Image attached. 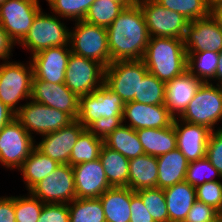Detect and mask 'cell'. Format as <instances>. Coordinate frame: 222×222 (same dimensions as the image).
Instances as JSON below:
<instances>
[{"label": "cell", "instance_id": "484cf974", "mask_svg": "<svg viewBox=\"0 0 222 222\" xmlns=\"http://www.w3.org/2000/svg\"><path fill=\"white\" fill-rule=\"evenodd\" d=\"M145 154L158 157L177 148V138L172 124L166 128L136 130Z\"/></svg>", "mask_w": 222, "mask_h": 222}, {"label": "cell", "instance_id": "f35d334b", "mask_svg": "<svg viewBox=\"0 0 222 222\" xmlns=\"http://www.w3.org/2000/svg\"><path fill=\"white\" fill-rule=\"evenodd\" d=\"M216 176L219 177L220 180L222 179L218 170L204 157L188 164L185 181L196 187L205 182L217 180L215 178Z\"/></svg>", "mask_w": 222, "mask_h": 222}, {"label": "cell", "instance_id": "8d00e7d4", "mask_svg": "<svg viewBox=\"0 0 222 222\" xmlns=\"http://www.w3.org/2000/svg\"><path fill=\"white\" fill-rule=\"evenodd\" d=\"M142 199L146 209L155 222H169L164 190L161 188L141 189L135 191Z\"/></svg>", "mask_w": 222, "mask_h": 222}, {"label": "cell", "instance_id": "30bf717a", "mask_svg": "<svg viewBox=\"0 0 222 222\" xmlns=\"http://www.w3.org/2000/svg\"><path fill=\"white\" fill-rule=\"evenodd\" d=\"M35 143L34 136L14 118L0 131V164L19 169L36 147Z\"/></svg>", "mask_w": 222, "mask_h": 222}, {"label": "cell", "instance_id": "7a4b0ae2", "mask_svg": "<svg viewBox=\"0 0 222 222\" xmlns=\"http://www.w3.org/2000/svg\"><path fill=\"white\" fill-rule=\"evenodd\" d=\"M142 61L148 72L164 83L187 70L184 41L170 37H150Z\"/></svg>", "mask_w": 222, "mask_h": 222}, {"label": "cell", "instance_id": "7c38bea8", "mask_svg": "<svg viewBox=\"0 0 222 222\" xmlns=\"http://www.w3.org/2000/svg\"><path fill=\"white\" fill-rule=\"evenodd\" d=\"M29 193L45 204H69L76 198L72 167L60 164L55 171L34 185Z\"/></svg>", "mask_w": 222, "mask_h": 222}, {"label": "cell", "instance_id": "ee69618b", "mask_svg": "<svg viewBox=\"0 0 222 222\" xmlns=\"http://www.w3.org/2000/svg\"><path fill=\"white\" fill-rule=\"evenodd\" d=\"M37 222H69L68 204H44Z\"/></svg>", "mask_w": 222, "mask_h": 222}, {"label": "cell", "instance_id": "2e32d148", "mask_svg": "<svg viewBox=\"0 0 222 222\" xmlns=\"http://www.w3.org/2000/svg\"><path fill=\"white\" fill-rule=\"evenodd\" d=\"M71 53L70 46L62 45L50 47L34 54L31 57L33 79L55 84L64 83Z\"/></svg>", "mask_w": 222, "mask_h": 222}, {"label": "cell", "instance_id": "3957f363", "mask_svg": "<svg viewBox=\"0 0 222 222\" xmlns=\"http://www.w3.org/2000/svg\"><path fill=\"white\" fill-rule=\"evenodd\" d=\"M73 29L69 38L71 52L97 61L106 68L112 62L106 28L78 20Z\"/></svg>", "mask_w": 222, "mask_h": 222}, {"label": "cell", "instance_id": "d6986e66", "mask_svg": "<svg viewBox=\"0 0 222 222\" xmlns=\"http://www.w3.org/2000/svg\"><path fill=\"white\" fill-rule=\"evenodd\" d=\"M173 125L177 138V149L189 163L206 157V147L212 130L204 125L180 120L178 117L174 118Z\"/></svg>", "mask_w": 222, "mask_h": 222}, {"label": "cell", "instance_id": "f5cc1de1", "mask_svg": "<svg viewBox=\"0 0 222 222\" xmlns=\"http://www.w3.org/2000/svg\"><path fill=\"white\" fill-rule=\"evenodd\" d=\"M121 2L125 7L131 6L137 2V0H114Z\"/></svg>", "mask_w": 222, "mask_h": 222}, {"label": "cell", "instance_id": "e0dca14e", "mask_svg": "<svg viewBox=\"0 0 222 222\" xmlns=\"http://www.w3.org/2000/svg\"><path fill=\"white\" fill-rule=\"evenodd\" d=\"M186 52L222 51V28L211 16L190 21L184 36Z\"/></svg>", "mask_w": 222, "mask_h": 222}, {"label": "cell", "instance_id": "8992f818", "mask_svg": "<svg viewBox=\"0 0 222 222\" xmlns=\"http://www.w3.org/2000/svg\"><path fill=\"white\" fill-rule=\"evenodd\" d=\"M179 118L214 131V126L222 120V86L203 83Z\"/></svg>", "mask_w": 222, "mask_h": 222}, {"label": "cell", "instance_id": "5b68a950", "mask_svg": "<svg viewBox=\"0 0 222 222\" xmlns=\"http://www.w3.org/2000/svg\"><path fill=\"white\" fill-rule=\"evenodd\" d=\"M59 19L40 11L19 45L30 50L32 56L50 47L69 45L70 31Z\"/></svg>", "mask_w": 222, "mask_h": 222}, {"label": "cell", "instance_id": "ffe728a7", "mask_svg": "<svg viewBox=\"0 0 222 222\" xmlns=\"http://www.w3.org/2000/svg\"><path fill=\"white\" fill-rule=\"evenodd\" d=\"M128 118V119H127ZM134 130L144 128H166L173 124L174 117L164 104L147 105L135 101L125 103L122 122Z\"/></svg>", "mask_w": 222, "mask_h": 222}, {"label": "cell", "instance_id": "44dd1931", "mask_svg": "<svg viewBox=\"0 0 222 222\" xmlns=\"http://www.w3.org/2000/svg\"><path fill=\"white\" fill-rule=\"evenodd\" d=\"M76 198H99L112 187L105 175L100 159L72 166Z\"/></svg>", "mask_w": 222, "mask_h": 222}, {"label": "cell", "instance_id": "7402d4cb", "mask_svg": "<svg viewBox=\"0 0 222 222\" xmlns=\"http://www.w3.org/2000/svg\"><path fill=\"white\" fill-rule=\"evenodd\" d=\"M202 84L188 69L165 83L164 105L174 118L183 114Z\"/></svg>", "mask_w": 222, "mask_h": 222}, {"label": "cell", "instance_id": "bcb514c9", "mask_svg": "<svg viewBox=\"0 0 222 222\" xmlns=\"http://www.w3.org/2000/svg\"><path fill=\"white\" fill-rule=\"evenodd\" d=\"M130 222H155L141 197L131 189Z\"/></svg>", "mask_w": 222, "mask_h": 222}, {"label": "cell", "instance_id": "db71d44e", "mask_svg": "<svg viewBox=\"0 0 222 222\" xmlns=\"http://www.w3.org/2000/svg\"><path fill=\"white\" fill-rule=\"evenodd\" d=\"M220 1H222V0H208L210 6H211L212 4L217 3V2H220Z\"/></svg>", "mask_w": 222, "mask_h": 222}, {"label": "cell", "instance_id": "d6a6232c", "mask_svg": "<svg viewBox=\"0 0 222 222\" xmlns=\"http://www.w3.org/2000/svg\"><path fill=\"white\" fill-rule=\"evenodd\" d=\"M102 145V139L97 138L88 129H85L79 135L71 151L69 165L72 167L98 159Z\"/></svg>", "mask_w": 222, "mask_h": 222}, {"label": "cell", "instance_id": "7bdbcfd3", "mask_svg": "<svg viewBox=\"0 0 222 222\" xmlns=\"http://www.w3.org/2000/svg\"><path fill=\"white\" fill-rule=\"evenodd\" d=\"M221 214L213 207L196 201L189 210L184 222H214Z\"/></svg>", "mask_w": 222, "mask_h": 222}, {"label": "cell", "instance_id": "f6af8a7d", "mask_svg": "<svg viewBox=\"0 0 222 222\" xmlns=\"http://www.w3.org/2000/svg\"><path fill=\"white\" fill-rule=\"evenodd\" d=\"M122 123V117H101L99 120L94 121L87 129L97 138L105 140Z\"/></svg>", "mask_w": 222, "mask_h": 222}, {"label": "cell", "instance_id": "60d3db41", "mask_svg": "<svg viewBox=\"0 0 222 222\" xmlns=\"http://www.w3.org/2000/svg\"><path fill=\"white\" fill-rule=\"evenodd\" d=\"M197 201L216 209L222 215V182L214 180L195 187Z\"/></svg>", "mask_w": 222, "mask_h": 222}, {"label": "cell", "instance_id": "ba28073f", "mask_svg": "<svg viewBox=\"0 0 222 222\" xmlns=\"http://www.w3.org/2000/svg\"><path fill=\"white\" fill-rule=\"evenodd\" d=\"M150 37H170L183 40L190 21L183 15L161 6L155 0H137Z\"/></svg>", "mask_w": 222, "mask_h": 222}, {"label": "cell", "instance_id": "11a10c76", "mask_svg": "<svg viewBox=\"0 0 222 222\" xmlns=\"http://www.w3.org/2000/svg\"><path fill=\"white\" fill-rule=\"evenodd\" d=\"M214 222H222V215Z\"/></svg>", "mask_w": 222, "mask_h": 222}, {"label": "cell", "instance_id": "52a82bcc", "mask_svg": "<svg viewBox=\"0 0 222 222\" xmlns=\"http://www.w3.org/2000/svg\"><path fill=\"white\" fill-rule=\"evenodd\" d=\"M124 101L103 82L98 89L79 97L77 120L87 129L94 121L122 117Z\"/></svg>", "mask_w": 222, "mask_h": 222}, {"label": "cell", "instance_id": "9c48e42d", "mask_svg": "<svg viewBox=\"0 0 222 222\" xmlns=\"http://www.w3.org/2000/svg\"><path fill=\"white\" fill-rule=\"evenodd\" d=\"M30 100L19 106L15 118L31 136L32 131L41 136L56 132L74 121L67 113Z\"/></svg>", "mask_w": 222, "mask_h": 222}, {"label": "cell", "instance_id": "7dc6e473", "mask_svg": "<svg viewBox=\"0 0 222 222\" xmlns=\"http://www.w3.org/2000/svg\"><path fill=\"white\" fill-rule=\"evenodd\" d=\"M0 222H16L14 196L0 197Z\"/></svg>", "mask_w": 222, "mask_h": 222}, {"label": "cell", "instance_id": "ab89813d", "mask_svg": "<svg viewBox=\"0 0 222 222\" xmlns=\"http://www.w3.org/2000/svg\"><path fill=\"white\" fill-rule=\"evenodd\" d=\"M29 196L14 197L16 222H37L45 203L38 198Z\"/></svg>", "mask_w": 222, "mask_h": 222}, {"label": "cell", "instance_id": "b9f144b4", "mask_svg": "<svg viewBox=\"0 0 222 222\" xmlns=\"http://www.w3.org/2000/svg\"><path fill=\"white\" fill-rule=\"evenodd\" d=\"M206 158L222 176V129L211 131L206 147Z\"/></svg>", "mask_w": 222, "mask_h": 222}, {"label": "cell", "instance_id": "836d02e7", "mask_svg": "<svg viewBox=\"0 0 222 222\" xmlns=\"http://www.w3.org/2000/svg\"><path fill=\"white\" fill-rule=\"evenodd\" d=\"M125 6L114 0H95L90 6L85 18L87 23L108 28Z\"/></svg>", "mask_w": 222, "mask_h": 222}, {"label": "cell", "instance_id": "9a60e30c", "mask_svg": "<svg viewBox=\"0 0 222 222\" xmlns=\"http://www.w3.org/2000/svg\"><path fill=\"white\" fill-rule=\"evenodd\" d=\"M30 99L67 113L73 120H77L79 97L64 83L55 84L32 79Z\"/></svg>", "mask_w": 222, "mask_h": 222}, {"label": "cell", "instance_id": "1f68e13d", "mask_svg": "<svg viewBox=\"0 0 222 222\" xmlns=\"http://www.w3.org/2000/svg\"><path fill=\"white\" fill-rule=\"evenodd\" d=\"M69 222H106L99 198H75L68 204Z\"/></svg>", "mask_w": 222, "mask_h": 222}, {"label": "cell", "instance_id": "d590c367", "mask_svg": "<svg viewBox=\"0 0 222 222\" xmlns=\"http://www.w3.org/2000/svg\"><path fill=\"white\" fill-rule=\"evenodd\" d=\"M165 83L148 72L139 82L138 96H134L135 102L147 105L164 104Z\"/></svg>", "mask_w": 222, "mask_h": 222}, {"label": "cell", "instance_id": "4316f807", "mask_svg": "<svg viewBox=\"0 0 222 222\" xmlns=\"http://www.w3.org/2000/svg\"><path fill=\"white\" fill-rule=\"evenodd\" d=\"M157 157L143 154L129 160V188L133 191L157 188Z\"/></svg>", "mask_w": 222, "mask_h": 222}, {"label": "cell", "instance_id": "816d5d0a", "mask_svg": "<svg viewBox=\"0 0 222 222\" xmlns=\"http://www.w3.org/2000/svg\"><path fill=\"white\" fill-rule=\"evenodd\" d=\"M216 73H215V80H218V86H222V51L219 53V61H218Z\"/></svg>", "mask_w": 222, "mask_h": 222}, {"label": "cell", "instance_id": "4dcf8cb0", "mask_svg": "<svg viewBox=\"0 0 222 222\" xmlns=\"http://www.w3.org/2000/svg\"><path fill=\"white\" fill-rule=\"evenodd\" d=\"M187 69L203 83L215 79L219 53L212 51L186 52ZM210 79V80H209Z\"/></svg>", "mask_w": 222, "mask_h": 222}, {"label": "cell", "instance_id": "603a6c76", "mask_svg": "<svg viewBox=\"0 0 222 222\" xmlns=\"http://www.w3.org/2000/svg\"><path fill=\"white\" fill-rule=\"evenodd\" d=\"M163 190L169 222H184L189 210L197 201L195 187L183 181Z\"/></svg>", "mask_w": 222, "mask_h": 222}, {"label": "cell", "instance_id": "83f0119b", "mask_svg": "<svg viewBox=\"0 0 222 222\" xmlns=\"http://www.w3.org/2000/svg\"><path fill=\"white\" fill-rule=\"evenodd\" d=\"M99 159L112 187H129V159L104 144L101 147Z\"/></svg>", "mask_w": 222, "mask_h": 222}, {"label": "cell", "instance_id": "c3c4849f", "mask_svg": "<svg viewBox=\"0 0 222 222\" xmlns=\"http://www.w3.org/2000/svg\"><path fill=\"white\" fill-rule=\"evenodd\" d=\"M15 41L8 35L0 24V59L8 61L11 51L15 45Z\"/></svg>", "mask_w": 222, "mask_h": 222}, {"label": "cell", "instance_id": "5bb4252c", "mask_svg": "<svg viewBox=\"0 0 222 222\" xmlns=\"http://www.w3.org/2000/svg\"><path fill=\"white\" fill-rule=\"evenodd\" d=\"M41 9L39 0H6L0 5V24L19 44L28 34Z\"/></svg>", "mask_w": 222, "mask_h": 222}, {"label": "cell", "instance_id": "f1b7e54d", "mask_svg": "<svg viewBox=\"0 0 222 222\" xmlns=\"http://www.w3.org/2000/svg\"><path fill=\"white\" fill-rule=\"evenodd\" d=\"M60 164L41 153L36 147L18 169L26 183L28 191L38 182L56 170Z\"/></svg>", "mask_w": 222, "mask_h": 222}, {"label": "cell", "instance_id": "e575fe53", "mask_svg": "<svg viewBox=\"0 0 222 222\" xmlns=\"http://www.w3.org/2000/svg\"><path fill=\"white\" fill-rule=\"evenodd\" d=\"M161 6L175 11L189 21L205 18L210 15L211 6L208 0H155Z\"/></svg>", "mask_w": 222, "mask_h": 222}, {"label": "cell", "instance_id": "d4e9b609", "mask_svg": "<svg viewBox=\"0 0 222 222\" xmlns=\"http://www.w3.org/2000/svg\"><path fill=\"white\" fill-rule=\"evenodd\" d=\"M106 222H130L131 189L110 187L99 197Z\"/></svg>", "mask_w": 222, "mask_h": 222}, {"label": "cell", "instance_id": "ac0fdd59", "mask_svg": "<svg viewBox=\"0 0 222 222\" xmlns=\"http://www.w3.org/2000/svg\"><path fill=\"white\" fill-rule=\"evenodd\" d=\"M85 129L78 120H74L56 132L42 135V140L36 144V148L59 164H69L71 151Z\"/></svg>", "mask_w": 222, "mask_h": 222}, {"label": "cell", "instance_id": "681fc988", "mask_svg": "<svg viewBox=\"0 0 222 222\" xmlns=\"http://www.w3.org/2000/svg\"><path fill=\"white\" fill-rule=\"evenodd\" d=\"M15 112L0 101V131L15 118Z\"/></svg>", "mask_w": 222, "mask_h": 222}, {"label": "cell", "instance_id": "4fadbf2b", "mask_svg": "<svg viewBox=\"0 0 222 222\" xmlns=\"http://www.w3.org/2000/svg\"><path fill=\"white\" fill-rule=\"evenodd\" d=\"M105 80V67L97 61L71 53L64 84L78 97L95 92Z\"/></svg>", "mask_w": 222, "mask_h": 222}, {"label": "cell", "instance_id": "cb8c5ba5", "mask_svg": "<svg viewBox=\"0 0 222 222\" xmlns=\"http://www.w3.org/2000/svg\"><path fill=\"white\" fill-rule=\"evenodd\" d=\"M157 188L165 189L185 181L189 162L179 149L157 157Z\"/></svg>", "mask_w": 222, "mask_h": 222}, {"label": "cell", "instance_id": "8fae6325", "mask_svg": "<svg viewBox=\"0 0 222 222\" xmlns=\"http://www.w3.org/2000/svg\"><path fill=\"white\" fill-rule=\"evenodd\" d=\"M147 73L142 60L112 61L105 68L104 82L127 103L138 96L139 82Z\"/></svg>", "mask_w": 222, "mask_h": 222}, {"label": "cell", "instance_id": "74e56055", "mask_svg": "<svg viewBox=\"0 0 222 222\" xmlns=\"http://www.w3.org/2000/svg\"><path fill=\"white\" fill-rule=\"evenodd\" d=\"M51 11L58 17L74 19V21L83 20L95 0H46Z\"/></svg>", "mask_w": 222, "mask_h": 222}, {"label": "cell", "instance_id": "f546056e", "mask_svg": "<svg viewBox=\"0 0 222 222\" xmlns=\"http://www.w3.org/2000/svg\"><path fill=\"white\" fill-rule=\"evenodd\" d=\"M103 144L112 150L118 151L129 160L145 154L136 130L127 126L126 123H122L109 134L103 140Z\"/></svg>", "mask_w": 222, "mask_h": 222}, {"label": "cell", "instance_id": "9f6ffc18", "mask_svg": "<svg viewBox=\"0 0 222 222\" xmlns=\"http://www.w3.org/2000/svg\"><path fill=\"white\" fill-rule=\"evenodd\" d=\"M6 0H0V5L2 4V3H4Z\"/></svg>", "mask_w": 222, "mask_h": 222}, {"label": "cell", "instance_id": "f907efd6", "mask_svg": "<svg viewBox=\"0 0 222 222\" xmlns=\"http://www.w3.org/2000/svg\"><path fill=\"white\" fill-rule=\"evenodd\" d=\"M210 15L216 20V22L222 28V1L211 5Z\"/></svg>", "mask_w": 222, "mask_h": 222}, {"label": "cell", "instance_id": "6da1fadb", "mask_svg": "<svg viewBox=\"0 0 222 222\" xmlns=\"http://www.w3.org/2000/svg\"><path fill=\"white\" fill-rule=\"evenodd\" d=\"M106 30L111 61L142 60L150 35L137 3L125 7Z\"/></svg>", "mask_w": 222, "mask_h": 222}, {"label": "cell", "instance_id": "277c9868", "mask_svg": "<svg viewBox=\"0 0 222 222\" xmlns=\"http://www.w3.org/2000/svg\"><path fill=\"white\" fill-rule=\"evenodd\" d=\"M33 66L21 62L4 61L0 64V101L15 113L20 100H30Z\"/></svg>", "mask_w": 222, "mask_h": 222}]
</instances>
